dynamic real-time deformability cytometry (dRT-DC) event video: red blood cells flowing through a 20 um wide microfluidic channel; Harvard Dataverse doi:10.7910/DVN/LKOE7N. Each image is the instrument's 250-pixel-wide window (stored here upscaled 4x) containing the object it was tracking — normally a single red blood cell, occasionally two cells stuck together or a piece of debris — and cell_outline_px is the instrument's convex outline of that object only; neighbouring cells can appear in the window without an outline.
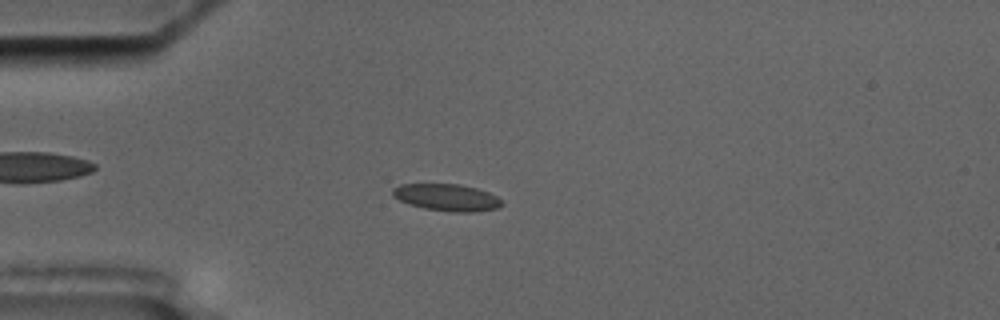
{"species": "common noctule bat (a hibernating species)", "species_latin": "Nyctalus noctula", "temperature_condition": "cold", "stored_images_in_passage": 9, "camera_frame_rate_fps": 3000, "um_per_image_px": 0.085, "animal": {"sex": "male", "body_mass_g": 17.5, "forearm_length_mm": 52.3}, "frame": {"image": 1, "passage_image": 3, "time_ms": 3.333, "image_size_px": [1000, 320], "cell_outline_px": [[504, 204], [496, 208], [472, 212], [452, 212], [424, 208], [408, 204], [392, 196], [392, 188], [400, 184], [460, 184], [476, 188], [488, 192], [496, 196]], "centroid_in_image_um": [37.95, 16.78], "position_along_channel_um": 47.1, "area_um2": 17.11}}
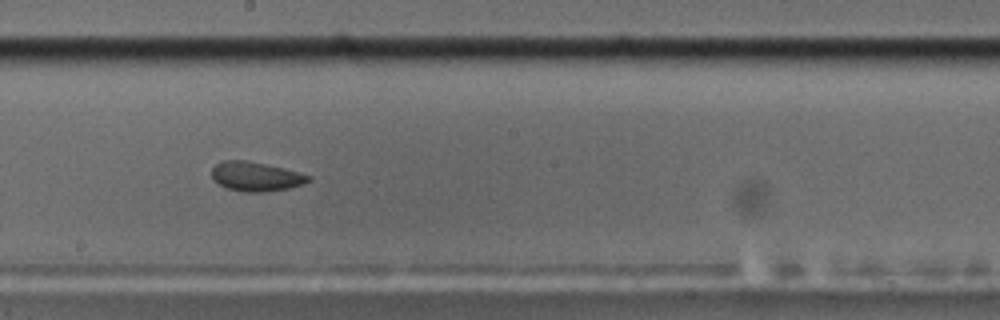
{"frame": {"image": 2, "passage_image": 8, "time_ms": 9.0, "image_size_px": [1000, 320], "cell_outline_px": [[312, 180], [304, 184], [288, 188], [264, 192], [244, 192], [224, 188], [212, 180], [212, 168], [216, 164], [224, 160], [248, 160], [312, 176]], "centroid_in_image_um": [21.71, 15.02], "position_along_channel_um": 226.5, "area_um2": 16.53}}
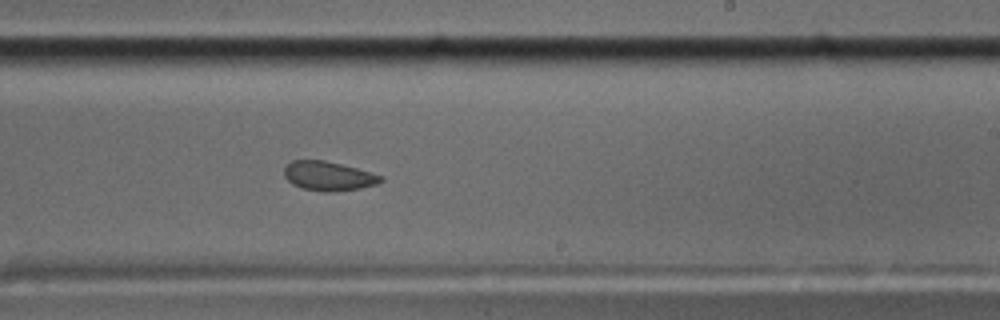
{"frame": {"image": 3, "passage_image": 9, "time_ms": 10.0, "image_size_px": [1000, 320], "cell_outline_px": [[384, 180], [376, 184], [360, 188], [328, 192], [304, 188], [292, 184], [284, 176], [284, 168], [292, 160], [324, 160], [356, 168], [384, 176]], "centroid_in_image_um": [27.92, 14.95], "position_along_channel_um": 261.1, "area_um2": 16.24}}